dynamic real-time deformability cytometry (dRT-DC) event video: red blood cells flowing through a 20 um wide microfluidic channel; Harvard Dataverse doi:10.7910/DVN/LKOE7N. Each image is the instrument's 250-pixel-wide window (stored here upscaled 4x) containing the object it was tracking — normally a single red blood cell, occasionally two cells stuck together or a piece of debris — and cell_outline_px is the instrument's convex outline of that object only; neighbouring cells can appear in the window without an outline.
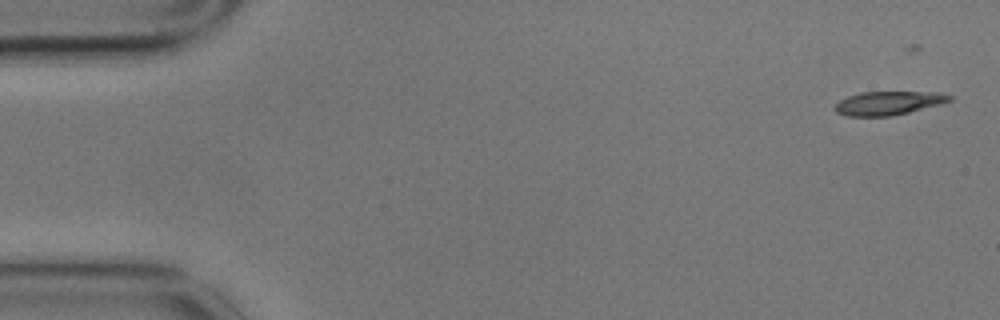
{"species": "common noctule bat (a hibernating species)", "species_latin": "Nyctalus noctula", "temperature_condition": "cold", "stored_images_in_passage": 5, "camera_frame_rate_fps": 3000, "um_per_image_px": 0.085, "animal": {"sex": "male", "body_mass_g": 17.9}, "frame": {"image": 1, "passage_image": 1, "time_ms": 0.0, "image_size_px": [1000, 320], "cell_outline_px": [[952, 100], [940, 104], [892, 116], [848, 116], [836, 112], [832, 108], [840, 100], [848, 96], [860, 92], [940, 92], [952, 96]], "centroid_in_image_um": [75.5, 8.76], "position_along_channel_um": 9.5, "area_um2": 15.78}}
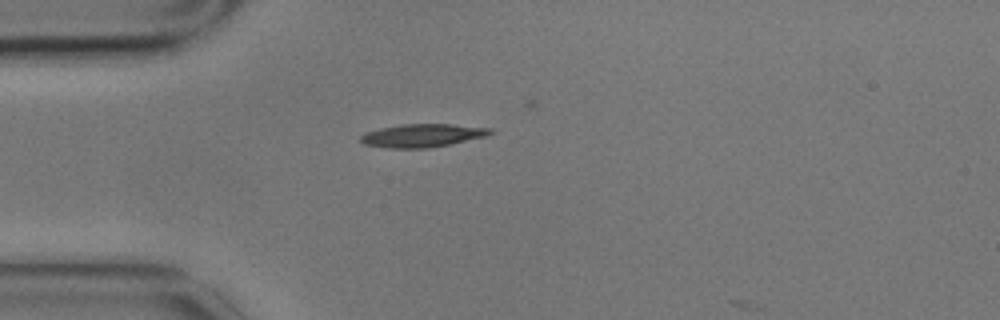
{"frame": {"image": 2, "passage_image": 4, "time_ms": 1.0, "image_size_px": [1000, 320], "cell_outline_px": [[496, 132], [488, 136], [452, 144], [428, 148], [392, 148], [364, 144], [360, 140], [360, 136], [364, 132], [380, 128], [404, 124], [452, 124], [492, 128]], "centroid_in_image_um": [35.97, 11.51], "position_along_channel_um": 49.0, "area_um2": 17.69}}